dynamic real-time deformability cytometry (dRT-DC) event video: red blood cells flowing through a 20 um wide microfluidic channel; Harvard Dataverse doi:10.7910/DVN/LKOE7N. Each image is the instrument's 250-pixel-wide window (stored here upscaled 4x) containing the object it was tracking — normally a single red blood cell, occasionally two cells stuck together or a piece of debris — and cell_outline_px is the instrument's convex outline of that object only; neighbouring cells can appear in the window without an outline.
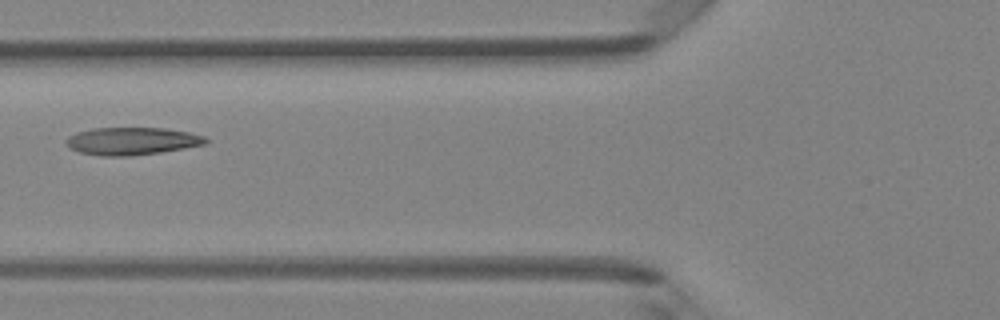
{"species": "Egyptian fruit bat (a non-hibernating species)", "species_latin": "Rousettus aegyptiacus", "temperature_condition": "room temperature", "stored_images_in_passage": 7, "camera_frame_rate_fps": 3000, "um_per_image_px": 0.085, "animal": {"sex": "female"}, "frame": {"image": 1, "passage_image": 5, "time_ms": 1.333, "image_size_px": [1000, 320], "cell_outline_px": [[208, 144], [160, 152], [132, 156], [100, 156], [80, 152], [72, 148], [64, 140], [68, 136], [76, 132], [92, 128], [164, 128], [188, 132], [204, 136], [208, 140]], "centroid_in_image_um": [11.22, 11.99], "position_along_channel_um": 114.6, "area_um2": 22.43}}
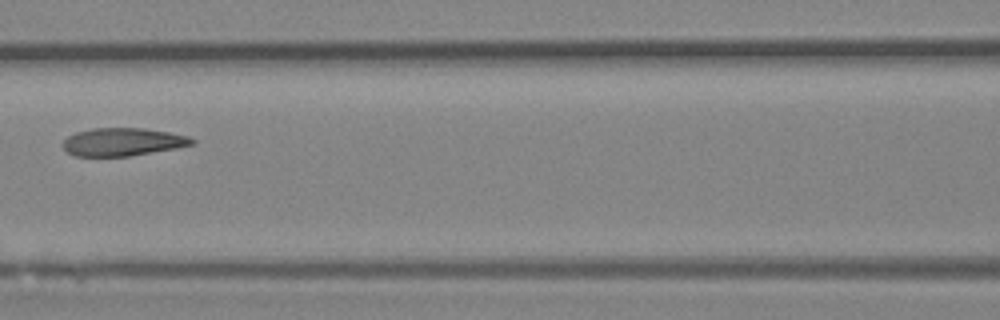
{"frame": {"image": 2, "passage_image": 6, "time_ms": 1.667, "image_size_px": [1000, 320], "cell_outline_px": [[196, 140], [192, 144], [176, 148], [128, 156], [76, 156], [68, 152], [64, 148], [64, 140], [68, 136], [76, 132], [92, 128], [144, 128], [168, 132], [188, 136]], "centroid_in_image_um": [10.43, 12.05], "position_along_channel_um": 156.2, "area_um2": 20.81}}
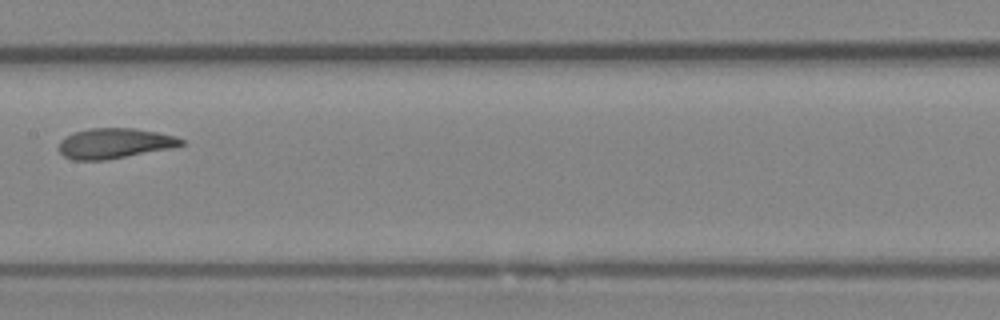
{"frame": {"image": 3, "passage_image": 7, "time_ms": 2.0, "image_size_px": [1000, 320], "cell_outline_px": [[184, 144], [172, 148], [104, 160], [72, 160], [64, 156], [60, 152], [60, 140], [72, 132], [88, 128], [132, 128], [156, 132], [176, 136], [184, 140]], "centroid_in_image_um": [9.72, 12.18], "position_along_channel_um": 197.7, "area_um2": 21.5}}